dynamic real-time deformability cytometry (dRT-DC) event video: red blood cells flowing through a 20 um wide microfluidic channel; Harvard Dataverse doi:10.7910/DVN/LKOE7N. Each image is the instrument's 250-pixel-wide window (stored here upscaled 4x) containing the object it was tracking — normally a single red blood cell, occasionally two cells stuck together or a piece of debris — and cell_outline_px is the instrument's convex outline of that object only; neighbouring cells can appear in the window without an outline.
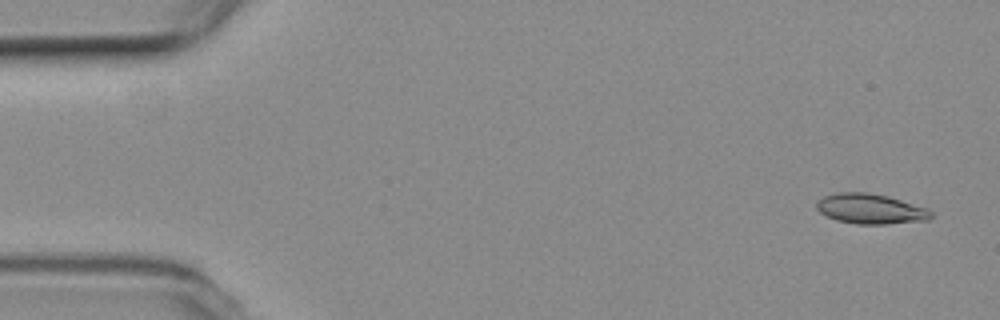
{"species": "common noctule bat (a hibernating species)", "species_latin": "Nyctalus noctula", "temperature_condition": "room temperature", "stored_images_in_passage": 10, "camera_frame_rate_fps": 3000, "um_per_image_px": 0.085, "animal": {"sex": "female", "body_mass_g": 19.3, "forearm_length_mm": 54.1}, "frame": {"image": 1, "passage_image": 3, "time_ms": 0.667, "image_size_px": [1000, 320], "cell_outline_px": [[932, 216], [928, 220], [884, 224], [856, 224], [836, 220], [820, 212], [816, 208], [816, 200], [824, 196], [836, 192], [868, 192], [888, 196], [924, 208], [932, 212]], "centroid_in_image_um": [73.93, 17.75], "position_along_channel_um": 11.1, "area_um2": 19.94}}